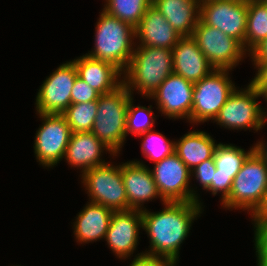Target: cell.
Wrapping results in <instances>:
<instances>
[{"instance_id": "cell-14", "label": "cell", "mask_w": 267, "mask_h": 266, "mask_svg": "<svg viewBox=\"0 0 267 266\" xmlns=\"http://www.w3.org/2000/svg\"><path fill=\"white\" fill-rule=\"evenodd\" d=\"M194 83L175 73L170 74L154 91L158 111L170 119H187L191 123Z\"/></svg>"}, {"instance_id": "cell-36", "label": "cell", "mask_w": 267, "mask_h": 266, "mask_svg": "<svg viewBox=\"0 0 267 266\" xmlns=\"http://www.w3.org/2000/svg\"><path fill=\"white\" fill-rule=\"evenodd\" d=\"M248 56L252 60H267V38L257 44L249 53Z\"/></svg>"}, {"instance_id": "cell-37", "label": "cell", "mask_w": 267, "mask_h": 266, "mask_svg": "<svg viewBox=\"0 0 267 266\" xmlns=\"http://www.w3.org/2000/svg\"><path fill=\"white\" fill-rule=\"evenodd\" d=\"M250 216L252 220H267V191L260 206Z\"/></svg>"}, {"instance_id": "cell-21", "label": "cell", "mask_w": 267, "mask_h": 266, "mask_svg": "<svg viewBox=\"0 0 267 266\" xmlns=\"http://www.w3.org/2000/svg\"><path fill=\"white\" fill-rule=\"evenodd\" d=\"M113 212L106 206L88 202L73 222L76 242L88 244L104 239Z\"/></svg>"}, {"instance_id": "cell-2", "label": "cell", "mask_w": 267, "mask_h": 266, "mask_svg": "<svg viewBox=\"0 0 267 266\" xmlns=\"http://www.w3.org/2000/svg\"><path fill=\"white\" fill-rule=\"evenodd\" d=\"M172 73V49L137 46L123 72V84L132 95L135 90L149 98Z\"/></svg>"}, {"instance_id": "cell-10", "label": "cell", "mask_w": 267, "mask_h": 266, "mask_svg": "<svg viewBox=\"0 0 267 266\" xmlns=\"http://www.w3.org/2000/svg\"><path fill=\"white\" fill-rule=\"evenodd\" d=\"M154 165L151 173L165 202H197L203 206L197 190L189 185L191 170L175 152Z\"/></svg>"}, {"instance_id": "cell-26", "label": "cell", "mask_w": 267, "mask_h": 266, "mask_svg": "<svg viewBox=\"0 0 267 266\" xmlns=\"http://www.w3.org/2000/svg\"><path fill=\"white\" fill-rule=\"evenodd\" d=\"M103 10L136 28L152 0H105Z\"/></svg>"}, {"instance_id": "cell-31", "label": "cell", "mask_w": 267, "mask_h": 266, "mask_svg": "<svg viewBox=\"0 0 267 266\" xmlns=\"http://www.w3.org/2000/svg\"><path fill=\"white\" fill-rule=\"evenodd\" d=\"M99 95L97 91L77 76L71 91V104L97 101Z\"/></svg>"}, {"instance_id": "cell-42", "label": "cell", "mask_w": 267, "mask_h": 266, "mask_svg": "<svg viewBox=\"0 0 267 266\" xmlns=\"http://www.w3.org/2000/svg\"><path fill=\"white\" fill-rule=\"evenodd\" d=\"M199 3H202V2H204V1H207V0H197Z\"/></svg>"}, {"instance_id": "cell-20", "label": "cell", "mask_w": 267, "mask_h": 266, "mask_svg": "<svg viewBox=\"0 0 267 266\" xmlns=\"http://www.w3.org/2000/svg\"><path fill=\"white\" fill-rule=\"evenodd\" d=\"M72 61L78 77L100 95L110 93L123 84V72L112 63L96 60L85 54Z\"/></svg>"}, {"instance_id": "cell-28", "label": "cell", "mask_w": 267, "mask_h": 266, "mask_svg": "<svg viewBox=\"0 0 267 266\" xmlns=\"http://www.w3.org/2000/svg\"><path fill=\"white\" fill-rule=\"evenodd\" d=\"M148 130L139 135L144 137L141 143L142 154L149 161L159 162L175 151V141H171L159 132Z\"/></svg>"}, {"instance_id": "cell-1", "label": "cell", "mask_w": 267, "mask_h": 266, "mask_svg": "<svg viewBox=\"0 0 267 266\" xmlns=\"http://www.w3.org/2000/svg\"><path fill=\"white\" fill-rule=\"evenodd\" d=\"M158 212L142 211V229L150 238L149 257L179 261L180 246L191 230L193 221L201 216L203 207L197 202H165Z\"/></svg>"}, {"instance_id": "cell-8", "label": "cell", "mask_w": 267, "mask_h": 266, "mask_svg": "<svg viewBox=\"0 0 267 266\" xmlns=\"http://www.w3.org/2000/svg\"><path fill=\"white\" fill-rule=\"evenodd\" d=\"M230 70H213L208 76L194 83L191 109V123L214 120L229 95L235 90V83L229 77Z\"/></svg>"}, {"instance_id": "cell-9", "label": "cell", "mask_w": 267, "mask_h": 266, "mask_svg": "<svg viewBox=\"0 0 267 266\" xmlns=\"http://www.w3.org/2000/svg\"><path fill=\"white\" fill-rule=\"evenodd\" d=\"M192 38L210 65L217 70L232 71L248 54L236 39L218 28L206 25L201 19L196 24Z\"/></svg>"}, {"instance_id": "cell-6", "label": "cell", "mask_w": 267, "mask_h": 266, "mask_svg": "<svg viewBox=\"0 0 267 266\" xmlns=\"http://www.w3.org/2000/svg\"><path fill=\"white\" fill-rule=\"evenodd\" d=\"M260 97L259 90L251 82L244 89L236 87L213 122L229 130L251 129L258 132L266 123V108L257 101Z\"/></svg>"}, {"instance_id": "cell-13", "label": "cell", "mask_w": 267, "mask_h": 266, "mask_svg": "<svg viewBox=\"0 0 267 266\" xmlns=\"http://www.w3.org/2000/svg\"><path fill=\"white\" fill-rule=\"evenodd\" d=\"M77 76L73 61H67L57 67L38 90L36 113L62 114L71 105V91Z\"/></svg>"}, {"instance_id": "cell-33", "label": "cell", "mask_w": 267, "mask_h": 266, "mask_svg": "<svg viewBox=\"0 0 267 266\" xmlns=\"http://www.w3.org/2000/svg\"><path fill=\"white\" fill-rule=\"evenodd\" d=\"M232 183L233 178L229 177V175L218 174L216 169L211 186L207 189V191H210L213 196H216L219 192L221 194L220 198L222 203L229 196Z\"/></svg>"}, {"instance_id": "cell-3", "label": "cell", "mask_w": 267, "mask_h": 266, "mask_svg": "<svg viewBox=\"0 0 267 266\" xmlns=\"http://www.w3.org/2000/svg\"><path fill=\"white\" fill-rule=\"evenodd\" d=\"M95 27V43L85 55L126 70L134 52L135 28L102 9Z\"/></svg>"}, {"instance_id": "cell-27", "label": "cell", "mask_w": 267, "mask_h": 266, "mask_svg": "<svg viewBox=\"0 0 267 266\" xmlns=\"http://www.w3.org/2000/svg\"><path fill=\"white\" fill-rule=\"evenodd\" d=\"M97 101L71 104L62 115L65 117L72 133L91 132L96 115Z\"/></svg>"}, {"instance_id": "cell-29", "label": "cell", "mask_w": 267, "mask_h": 266, "mask_svg": "<svg viewBox=\"0 0 267 266\" xmlns=\"http://www.w3.org/2000/svg\"><path fill=\"white\" fill-rule=\"evenodd\" d=\"M133 96L130 98L127 110V123L126 132L128 134H133L139 136L148 130L153 129L155 124V115H153L152 106L148 108L145 106H135L133 101Z\"/></svg>"}, {"instance_id": "cell-22", "label": "cell", "mask_w": 267, "mask_h": 266, "mask_svg": "<svg viewBox=\"0 0 267 266\" xmlns=\"http://www.w3.org/2000/svg\"><path fill=\"white\" fill-rule=\"evenodd\" d=\"M152 5L182 37H191L200 20L197 0H152Z\"/></svg>"}, {"instance_id": "cell-16", "label": "cell", "mask_w": 267, "mask_h": 266, "mask_svg": "<svg viewBox=\"0 0 267 266\" xmlns=\"http://www.w3.org/2000/svg\"><path fill=\"white\" fill-rule=\"evenodd\" d=\"M121 171L127 196V210L143 211L146 209L143 207L144 203L157 197L165 203L150 168L143 162L127 161L121 164Z\"/></svg>"}, {"instance_id": "cell-23", "label": "cell", "mask_w": 267, "mask_h": 266, "mask_svg": "<svg viewBox=\"0 0 267 266\" xmlns=\"http://www.w3.org/2000/svg\"><path fill=\"white\" fill-rule=\"evenodd\" d=\"M216 140L204 131L194 130L175 141V153L192 170L214 156Z\"/></svg>"}, {"instance_id": "cell-34", "label": "cell", "mask_w": 267, "mask_h": 266, "mask_svg": "<svg viewBox=\"0 0 267 266\" xmlns=\"http://www.w3.org/2000/svg\"><path fill=\"white\" fill-rule=\"evenodd\" d=\"M177 261L169 258L149 257L145 253H139L135 256L129 266H176Z\"/></svg>"}, {"instance_id": "cell-15", "label": "cell", "mask_w": 267, "mask_h": 266, "mask_svg": "<svg viewBox=\"0 0 267 266\" xmlns=\"http://www.w3.org/2000/svg\"><path fill=\"white\" fill-rule=\"evenodd\" d=\"M142 228V211H114L104 240L117 258L125 259L133 255L138 245Z\"/></svg>"}, {"instance_id": "cell-30", "label": "cell", "mask_w": 267, "mask_h": 266, "mask_svg": "<svg viewBox=\"0 0 267 266\" xmlns=\"http://www.w3.org/2000/svg\"><path fill=\"white\" fill-rule=\"evenodd\" d=\"M255 228L254 245L257 266H267V220H252Z\"/></svg>"}, {"instance_id": "cell-41", "label": "cell", "mask_w": 267, "mask_h": 266, "mask_svg": "<svg viewBox=\"0 0 267 266\" xmlns=\"http://www.w3.org/2000/svg\"><path fill=\"white\" fill-rule=\"evenodd\" d=\"M237 1H243V2H249V1H251V0H237Z\"/></svg>"}, {"instance_id": "cell-25", "label": "cell", "mask_w": 267, "mask_h": 266, "mask_svg": "<svg viewBox=\"0 0 267 266\" xmlns=\"http://www.w3.org/2000/svg\"><path fill=\"white\" fill-rule=\"evenodd\" d=\"M254 151V146L246 152L243 148L233 144L219 143L214 152V161L218 174L229 175L235 178L244 161Z\"/></svg>"}, {"instance_id": "cell-32", "label": "cell", "mask_w": 267, "mask_h": 266, "mask_svg": "<svg viewBox=\"0 0 267 266\" xmlns=\"http://www.w3.org/2000/svg\"><path fill=\"white\" fill-rule=\"evenodd\" d=\"M193 173V174H192ZM216 173V164L214 158L207 159L201 164L196 166L191 170V177L195 176L199 185L202 186L204 190H207L212 183L214 174Z\"/></svg>"}, {"instance_id": "cell-40", "label": "cell", "mask_w": 267, "mask_h": 266, "mask_svg": "<svg viewBox=\"0 0 267 266\" xmlns=\"http://www.w3.org/2000/svg\"><path fill=\"white\" fill-rule=\"evenodd\" d=\"M254 1L262 2V3H267V0H254Z\"/></svg>"}, {"instance_id": "cell-11", "label": "cell", "mask_w": 267, "mask_h": 266, "mask_svg": "<svg viewBox=\"0 0 267 266\" xmlns=\"http://www.w3.org/2000/svg\"><path fill=\"white\" fill-rule=\"evenodd\" d=\"M42 125L36 131L34 153L43 167H54L65 157L71 128L62 114L37 113Z\"/></svg>"}, {"instance_id": "cell-38", "label": "cell", "mask_w": 267, "mask_h": 266, "mask_svg": "<svg viewBox=\"0 0 267 266\" xmlns=\"http://www.w3.org/2000/svg\"><path fill=\"white\" fill-rule=\"evenodd\" d=\"M254 150L264 160L267 167V142L261 140L254 144Z\"/></svg>"}, {"instance_id": "cell-17", "label": "cell", "mask_w": 267, "mask_h": 266, "mask_svg": "<svg viewBox=\"0 0 267 266\" xmlns=\"http://www.w3.org/2000/svg\"><path fill=\"white\" fill-rule=\"evenodd\" d=\"M104 150L110 156H118L92 132L72 133L64 159L71 167L80 169L82 173L80 175H83L89 169L107 163L101 158Z\"/></svg>"}, {"instance_id": "cell-35", "label": "cell", "mask_w": 267, "mask_h": 266, "mask_svg": "<svg viewBox=\"0 0 267 266\" xmlns=\"http://www.w3.org/2000/svg\"><path fill=\"white\" fill-rule=\"evenodd\" d=\"M257 70L251 83L259 90L267 82V60H251Z\"/></svg>"}, {"instance_id": "cell-12", "label": "cell", "mask_w": 267, "mask_h": 266, "mask_svg": "<svg viewBox=\"0 0 267 266\" xmlns=\"http://www.w3.org/2000/svg\"><path fill=\"white\" fill-rule=\"evenodd\" d=\"M247 14V2L243 1L207 0L200 3V19L236 39L244 50Z\"/></svg>"}, {"instance_id": "cell-24", "label": "cell", "mask_w": 267, "mask_h": 266, "mask_svg": "<svg viewBox=\"0 0 267 266\" xmlns=\"http://www.w3.org/2000/svg\"><path fill=\"white\" fill-rule=\"evenodd\" d=\"M247 7L245 51L248 53L267 38V3L251 0Z\"/></svg>"}, {"instance_id": "cell-39", "label": "cell", "mask_w": 267, "mask_h": 266, "mask_svg": "<svg viewBox=\"0 0 267 266\" xmlns=\"http://www.w3.org/2000/svg\"><path fill=\"white\" fill-rule=\"evenodd\" d=\"M260 95L267 102V82L259 89Z\"/></svg>"}, {"instance_id": "cell-5", "label": "cell", "mask_w": 267, "mask_h": 266, "mask_svg": "<svg viewBox=\"0 0 267 266\" xmlns=\"http://www.w3.org/2000/svg\"><path fill=\"white\" fill-rule=\"evenodd\" d=\"M267 191V167L254 150L233 179L229 196L220 204L226 209L247 210L252 215Z\"/></svg>"}, {"instance_id": "cell-18", "label": "cell", "mask_w": 267, "mask_h": 266, "mask_svg": "<svg viewBox=\"0 0 267 266\" xmlns=\"http://www.w3.org/2000/svg\"><path fill=\"white\" fill-rule=\"evenodd\" d=\"M173 73L196 83L215 70L191 37H182L172 49Z\"/></svg>"}, {"instance_id": "cell-4", "label": "cell", "mask_w": 267, "mask_h": 266, "mask_svg": "<svg viewBox=\"0 0 267 266\" xmlns=\"http://www.w3.org/2000/svg\"><path fill=\"white\" fill-rule=\"evenodd\" d=\"M133 95L124 84L116 90L99 95L97 115L91 132L118 155L125 143L127 110Z\"/></svg>"}, {"instance_id": "cell-7", "label": "cell", "mask_w": 267, "mask_h": 266, "mask_svg": "<svg viewBox=\"0 0 267 266\" xmlns=\"http://www.w3.org/2000/svg\"><path fill=\"white\" fill-rule=\"evenodd\" d=\"M82 178L89 202L106 206L113 211L127 210V196L121 164L105 163L86 171Z\"/></svg>"}, {"instance_id": "cell-19", "label": "cell", "mask_w": 267, "mask_h": 266, "mask_svg": "<svg viewBox=\"0 0 267 266\" xmlns=\"http://www.w3.org/2000/svg\"><path fill=\"white\" fill-rule=\"evenodd\" d=\"M182 38L163 15L151 5L135 28L136 46H150L173 49Z\"/></svg>"}, {"instance_id": "cell-43", "label": "cell", "mask_w": 267, "mask_h": 266, "mask_svg": "<svg viewBox=\"0 0 267 266\" xmlns=\"http://www.w3.org/2000/svg\"><path fill=\"white\" fill-rule=\"evenodd\" d=\"M266 110H267V108H266ZM265 120L267 121V111H266V114H265Z\"/></svg>"}]
</instances>
